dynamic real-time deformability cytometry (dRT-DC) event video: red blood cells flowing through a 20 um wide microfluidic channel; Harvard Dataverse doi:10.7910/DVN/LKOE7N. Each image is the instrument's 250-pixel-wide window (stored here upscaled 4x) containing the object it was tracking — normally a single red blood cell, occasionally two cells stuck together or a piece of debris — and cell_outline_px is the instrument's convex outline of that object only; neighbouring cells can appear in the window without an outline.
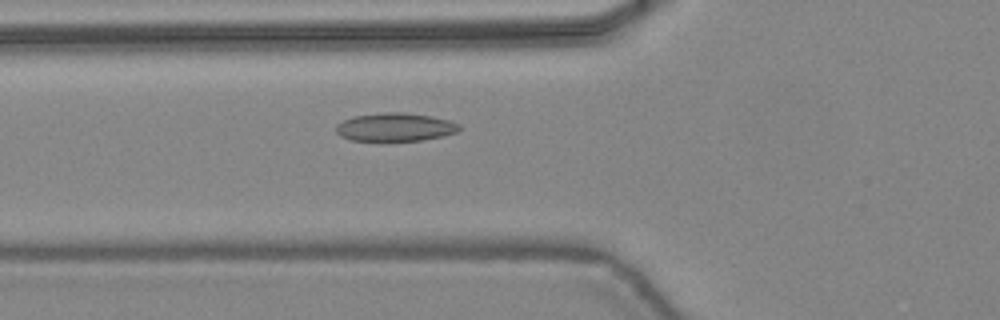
{"species": "common noctule bat (a hibernating species)", "species_latin": "Nyctalus noctula", "temperature_condition": "warm", "stored_images_in_passage": 29, "camera_frame_rate_fps": 3000, "um_per_image_px": 0.085, "animal": {"sex": "female", "body_mass_g": 24.6, "forearm_length_mm": 56.2}, "frame": {"image": 1, "passage_image": 2, "time_ms": 0.333, "image_size_px": [1000, 320], "cell_outline_px": [[460, 128], [456, 132], [444, 136], [420, 140], [388, 144], [352, 140], [340, 136], [336, 132], [336, 124], [344, 120], [356, 116], [380, 112], [404, 112], [432, 116], [448, 120], [460, 124]], "centroid_in_image_um": [33.56, 10.85], "position_along_channel_um": 92.2, "area_um2": 21.15}}
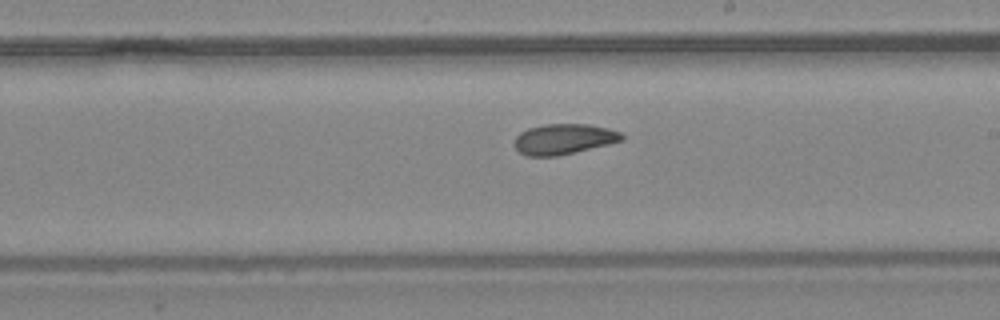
{"frame": {"image": 2, "passage_image": 12, "time_ms": 3.667, "image_size_px": [1000, 320], "cell_outline_px": [[624, 140], [608, 144], [556, 156], [528, 156], [520, 152], [512, 144], [516, 136], [520, 132], [528, 128], [544, 124], [588, 124], [608, 128], [620, 132], [624, 136]], "centroid_in_image_um": [47.89, 11.81], "position_along_channel_um": 241.1, "area_um2": 19.02}}
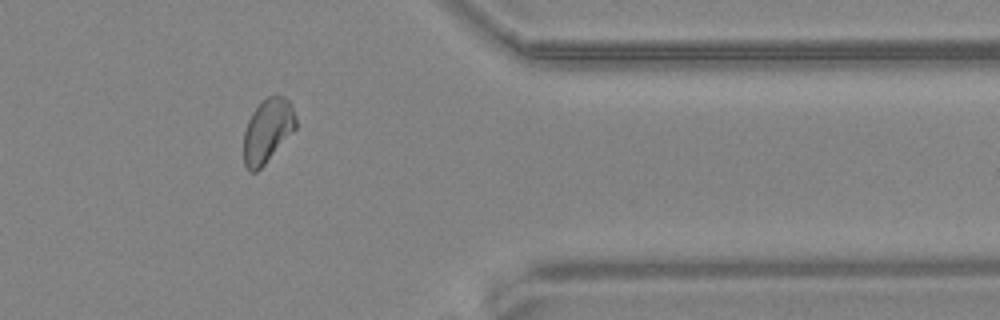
{"frame": {"image": 3, "passage_image": 23, "time_ms": 7.333, "image_size_px": [1000, 320], "cell_outline_px": [[296, 128], [264, 164], [256, 172], [248, 172], [244, 164], [244, 132], [248, 120], [252, 112], [268, 96], [284, 96], [288, 100], [296, 116]], "centroid_in_image_um": [22.73, 11.12], "position_along_channel_um": 388.7, "area_um2": 19.07}}